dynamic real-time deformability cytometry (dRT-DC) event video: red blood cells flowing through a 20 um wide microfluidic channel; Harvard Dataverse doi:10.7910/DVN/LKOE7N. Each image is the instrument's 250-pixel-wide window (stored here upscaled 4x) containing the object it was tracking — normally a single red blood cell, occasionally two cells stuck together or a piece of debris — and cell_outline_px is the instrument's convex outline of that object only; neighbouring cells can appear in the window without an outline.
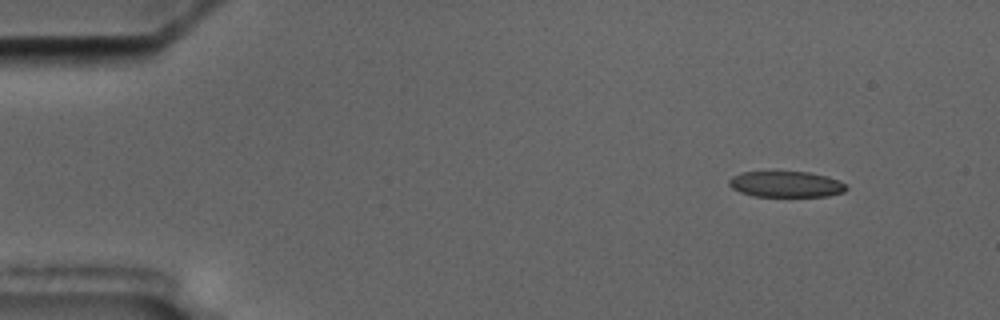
{"species": "common noctule bat (a hibernating species)", "species_latin": "Nyctalus noctula", "temperature_condition": "cold", "stored_images_in_passage": 11, "camera_frame_rate_fps": 3000, "um_per_image_px": 0.085, "animal": {"sex": "male", "body_mass_g": 17.5, "forearm_length_mm": 52.3}, "frame": {"image": 1, "passage_image": 1, "time_ms": 0.0, "image_size_px": [1000, 320], "cell_outline_px": [[848, 188], [844, 192], [828, 196], [756, 196], [740, 192], [732, 188], [728, 184], [728, 180], [732, 176], [740, 172], [772, 168], [808, 172], [828, 176], [840, 180]], "centroid_in_image_um": [66.76, 15.59], "position_along_channel_um": 18.2, "area_um2": 18.73}}
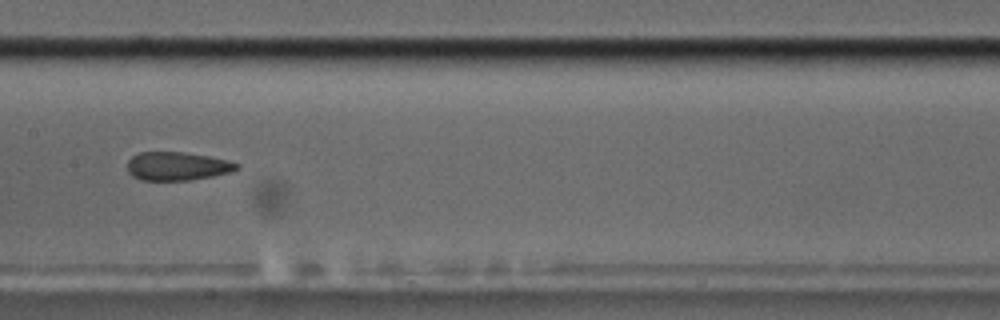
{"frame": {"image": 2, "passage_image": 5, "time_ms": 7.667, "image_size_px": [1000, 320], "cell_outline_px": [[240, 168], [232, 172], [212, 176], [188, 180], [140, 180], [132, 176], [128, 172], [128, 160], [132, 156], [140, 152], [184, 152], [208, 156], [228, 160], [240, 164]], "centroid_in_image_um": [15.08, 14.12], "position_along_channel_um": 192.3, "area_um2": 18.21}}
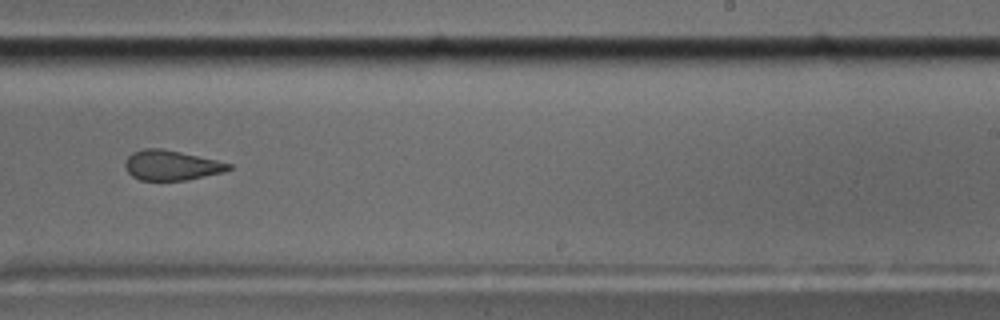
{"frame": {"image": 3, "passage_image": 7, "time_ms": 10.0, "image_size_px": [1000, 320], "cell_outline_px": [[232, 168], [224, 172], [184, 180], [140, 180], [132, 176], [124, 168], [124, 164], [128, 156], [132, 152], [144, 148], [160, 148], [180, 152], [216, 160], [232, 164]], "centroid_in_image_um": [14.53, 14.05], "position_along_channel_um": 274.5, "area_um2": 17.98}, "authors_computed_cell_mechanics": {"area_um2": 19.0162, "velocity_mm_per_s": 3.5218, "shape_relaxation_time_tau1_ms": null, "shape_relaxation_time_tau2_ms": 1.5517, "deformation_change_tau1": null, "deformation_change_tau2": 0.0435}}